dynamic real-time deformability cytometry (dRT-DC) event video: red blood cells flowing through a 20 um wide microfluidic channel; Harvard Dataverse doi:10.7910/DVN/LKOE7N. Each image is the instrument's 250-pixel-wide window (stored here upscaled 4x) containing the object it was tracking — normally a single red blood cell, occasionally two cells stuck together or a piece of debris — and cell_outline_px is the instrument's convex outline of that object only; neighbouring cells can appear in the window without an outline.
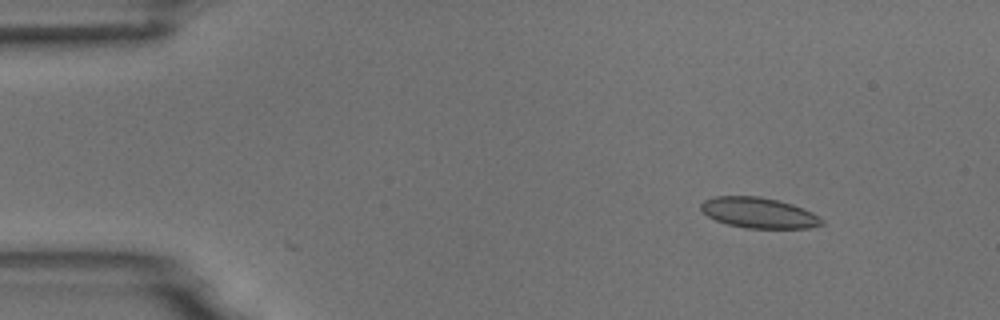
{"species": "common noctule bat (a hibernating species)", "species_latin": "Nyctalus noctula", "temperature_condition": "room temperature", "stored_images_in_passage": 4, "camera_frame_rate_fps": 3000, "um_per_image_px": 0.085, "animal": {"sex": "male", "body_mass_g": 18.8}, "frame": {"image": 1, "passage_image": 1, "time_ms": 0.0, "image_size_px": [1000, 320], "cell_outline_px": [[824, 224], [808, 228], [744, 228], [728, 224], [716, 220], [708, 216], [700, 208], [700, 204], [704, 200], [716, 196], [760, 196], [792, 204], [804, 208], [812, 212], [824, 220]], "centroid_in_image_um": [64.5, 18.09], "position_along_channel_um": 20.5, "area_um2": 21.5}}
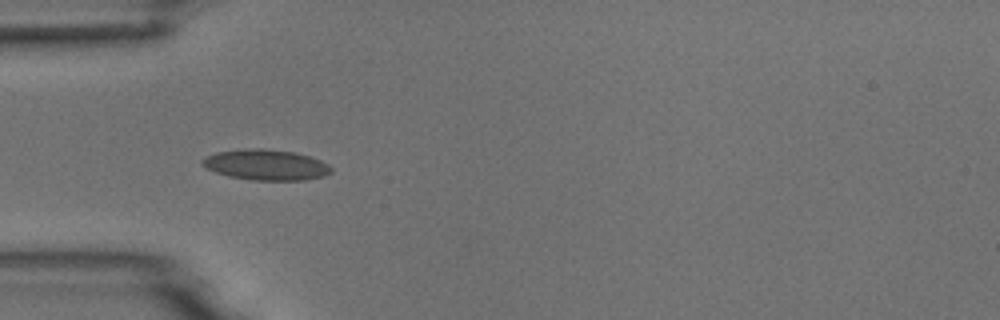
{"frame": {"image": 2, "passage_image": 3, "time_ms": 3.333, "image_size_px": [1000, 320], "cell_outline_px": [[332, 172], [324, 176], [304, 180], [252, 180], [228, 176], [216, 172], [200, 164], [200, 160], [216, 152], [248, 148], [264, 148], [296, 152], [320, 160], [328, 164], [332, 168]], "centroid_in_image_um": [22.62, 14.0], "position_along_channel_um": 62.4, "area_um2": 23.06}}